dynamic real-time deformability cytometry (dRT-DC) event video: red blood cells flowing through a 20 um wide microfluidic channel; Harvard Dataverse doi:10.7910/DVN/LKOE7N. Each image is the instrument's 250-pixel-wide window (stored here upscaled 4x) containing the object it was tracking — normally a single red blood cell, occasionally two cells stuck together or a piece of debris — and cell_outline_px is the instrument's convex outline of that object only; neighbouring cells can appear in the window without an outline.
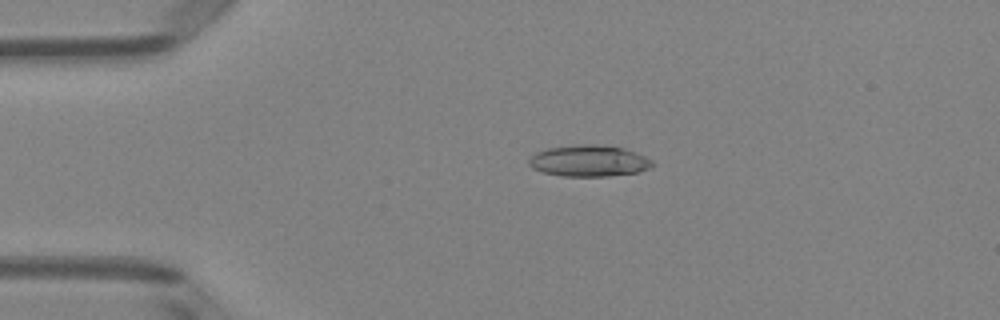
{"species": "Egyptian fruit bat (a non-hibernating species)", "species_latin": "Rousettus aegyptiacus", "temperature_condition": "room temperature", "stored_images_in_passage": 50, "camera_frame_rate_fps": 3000, "um_per_image_px": 0.085, "animal": {"sex": "female"}, "frame": {"image": 1, "passage_image": 11, "time_ms": 3.333, "image_size_px": [1000, 320], "cell_outline_px": [[656, 164], [640, 172], [608, 176], [564, 176], [544, 172], [532, 168], [528, 164], [528, 160], [536, 152], [548, 148], [576, 144], [600, 144], [624, 148], [636, 152], [652, 160]], "centroid_in_image_um": [50.08, 13.66], "position_along_channel_um": 34.9, "area_um2": 22.72}}
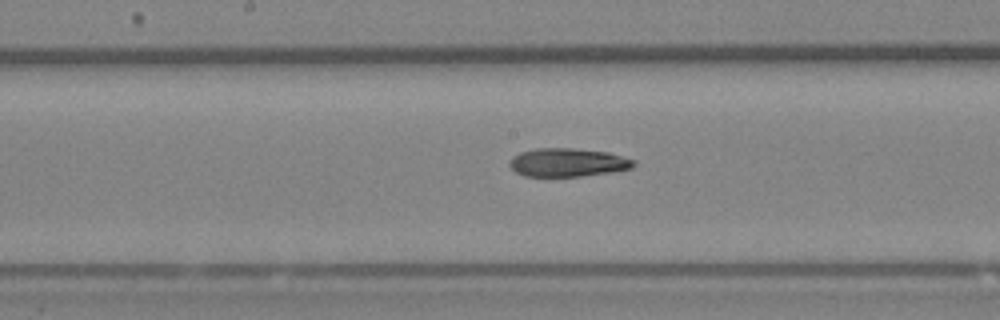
{"frame": {"image": 2, "passage_image": 26, "time_ms": 8.333, "image_size_px": [1000, 320], "cell_outline_px": [[636, 164], [632, 168], [612, 172], [580, 176], [524, 176], [516, 172], [508, 164], [512, 156], [520, 152], [536, 148], [572, 148], [608, 152], [636, 160]], "centroid_in_image_um": [48.26, 13.8], "position_along_channel_um": 199.9, "area_um2": 20.63}}
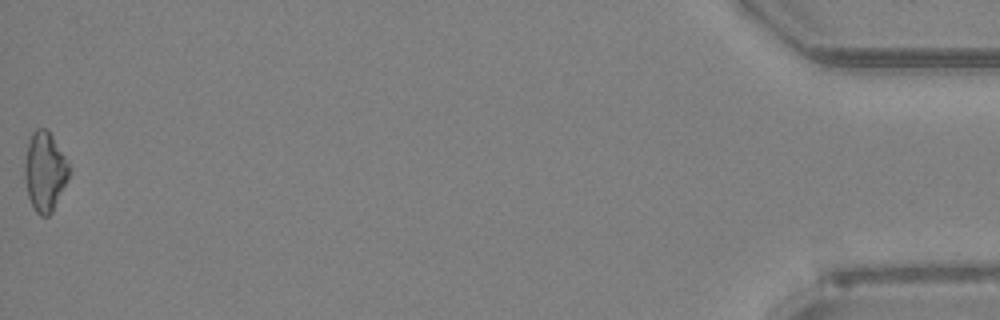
{"frame": {"image": 3, "passage_image": 50, "time_ms": 16.333, "image_size_px": [1000, 320], "cell_outline_px": [[68, 180], [52, 212], [48, 216], [40, 216], [36, 212], [28, 196], [24, 176], [24, 160], [28, 140], [32, 132], [36, 128], [48, 128], [64, 156], [68, 164]], "centroid_in_image_um": [3.78, 14.56], "position_along_channel_um": 431.4, "area_um2": 20.52}, "authors_computed_cell_mechanics": {"area_um2": 21.1837, "velocity_mm_per_s": 4.1114, "shape_relaxation_time_tau1_ms": 4.9239, "shape_relaxation_time_tau2_ms": 3.3522, "deformation_change_tau1": 0.164, "deformation_change_tau2": 0.1154}}